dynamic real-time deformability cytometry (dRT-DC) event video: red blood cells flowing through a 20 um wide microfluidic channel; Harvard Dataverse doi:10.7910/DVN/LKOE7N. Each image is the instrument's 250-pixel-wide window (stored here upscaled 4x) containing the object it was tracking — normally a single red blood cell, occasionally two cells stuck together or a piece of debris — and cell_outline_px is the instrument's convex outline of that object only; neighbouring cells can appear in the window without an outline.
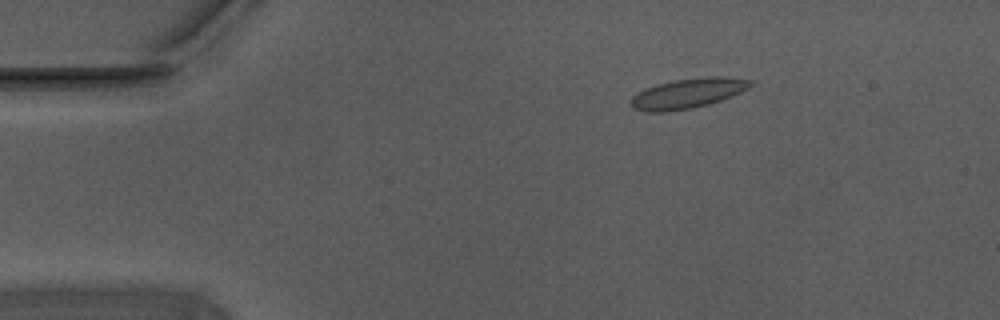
{"species": "Egyptian fruit bat (a non-hibernating species)", "species_latin": "Rousettus aegyptiacus", "temperature_condition": "warm", "stored_images_in_passage": 56, "camera_frame_rate_fps": 3000, "um_per_image_px": 0.085, "animal": {"sex": "male"}, "frame": {"image": 1, "passage_image": 9, "time_ms": 2.667, "image_size_px": [1000, 320], "cell_outline_px": [[752, 84], [748, 88], [732, 96], [708, 104], [692, 108], [664, 112], [644, 112], [632, 108], [628, 104], [628, 100], [636, 92], [656, 84], [672, 80], [708, 76], [720, 76], [752, 80]], "centroid_in_image_um": [58.37, 7.94], "position_along_channel_um": 26.6, "area_um2": 21.1}}
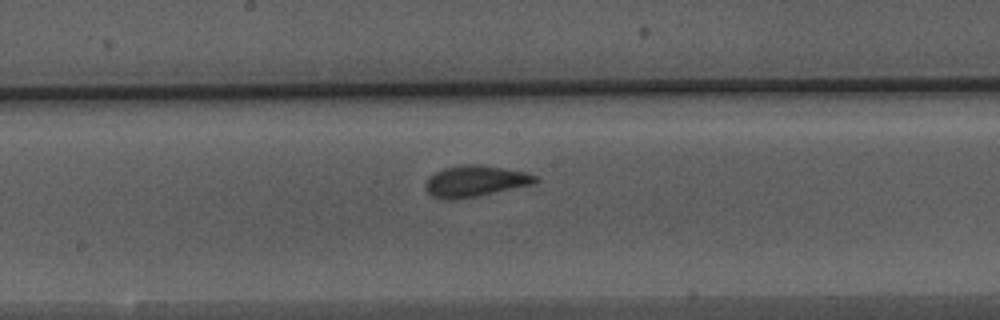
{"frame": {"image": 2, "passage_image": 29, "time_ms": 9.333, "image_size_px": [1000, 320], "cell_outline_px": [[540, 180], [532, 184], [476, 196], [448, 200], [444, 200], [432, 196], [424, 188], [424, 184], [428, 176], [444, 168], [464, 164], [480, 164], [524, 172], [536, 176]], "centroid_in_image_um": [40.33, 15.39], "position_along_channel_um": 207.9, "area_um2": 19.83}}
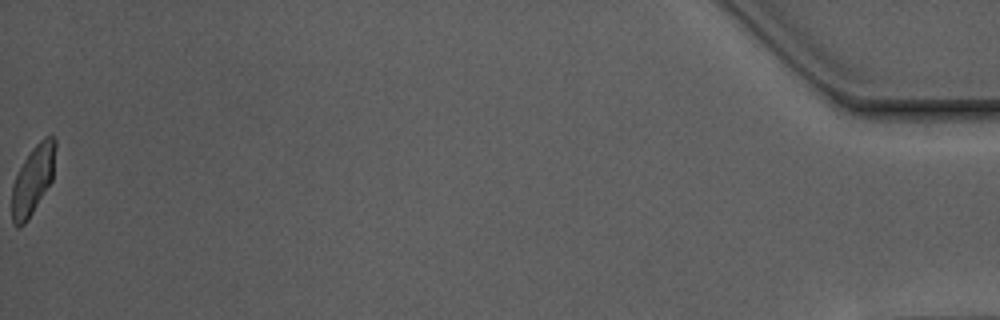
{"frame": {"image": 3, "passage_image": 56, "time_ms": 18.333, "image_size_px": [1000, 320], "cell_outline_px": [[56, 148], [52, 180], [28, 220], [20, 228], [16, 228], [12, 224], [12, 184], [16, 172], [32, 148], [44, 136], [52, 136], [56, 140]], "centroid_in_image_um": [2.78, 15.3], "position_along_channel_um": 432.4, "area_um2": 17.69}, "authors_computed_cell_mechanics": {"area_um2": 19.1607, "velocity_mm_per_s": 3.6919, "shape_relaxation_time_tau1_ms": 7.574, "shape_relaxation_time_tau2_ms": 1.1127, "deformation_change_tau1": 0.1659, "deformation_change_tau2": 0.0814}}